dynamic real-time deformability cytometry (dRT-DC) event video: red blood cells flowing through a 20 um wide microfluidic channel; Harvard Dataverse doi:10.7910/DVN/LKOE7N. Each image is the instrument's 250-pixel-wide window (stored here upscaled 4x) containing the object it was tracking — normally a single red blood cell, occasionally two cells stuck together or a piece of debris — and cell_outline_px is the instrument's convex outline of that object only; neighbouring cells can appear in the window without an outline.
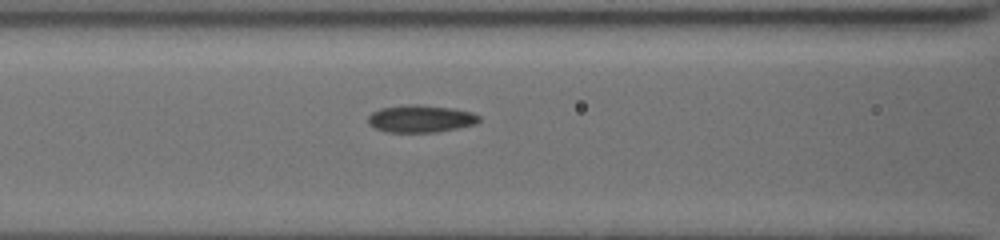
{"species": "common noctule bat (a hibernating species)", "species_latin": "Nyctalus noctula", "temperature_condition": "cold", "stored_images_in_passage": 24, "segment_of_instrument_passage": [1, 2], "camera_frame_rate_fps": 3000, "um_per_image_px": 0.085, "animal": {"sex": "female", "body_mass_g": 19.5, "forearm_length_mm": 54.1}, "frame": {"image": 1, "passage_image": 19, "time_ms": 4.667, "image_size_px": [1000, 240], "cell_outline_px": [[480, 120], [472, 124], [456, 128], [432, 132], [388, 132], [376, 128], [368, 124], [368, 116], [372, 112], [380, 108], [408, 104], [416, 104], [452, 108], [472, 112], [480, 116]], "centroid_in_image_um": [35.71, 10.08], "position_along_channel_um": 130.9, "area_um2": 17.51}}
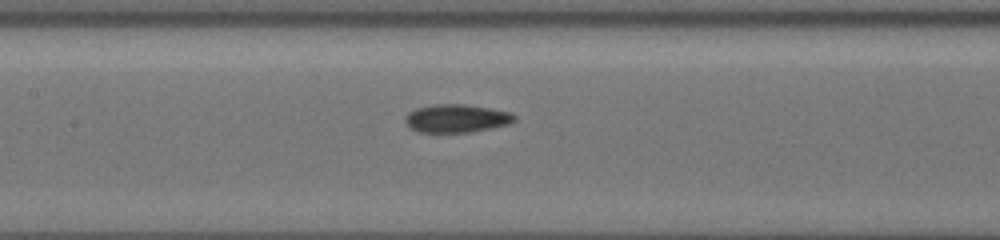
{"frame": {"image": 2, "passage_image": 22, "time_ms": 5.667, "image_size_px": [1000, 240], "cell_outline_px": [[516, 120], [504, 124], [488, 128], [468, 132], [420, 132], [412, 128], [404, 120], [408, 112], [416, 108], [432, 104], [464, 104], [488, 108], [508, 112], [516, 116]], "centroid_in_image_um": [38.75, 10.05], "position_along_channel_um": 168.7, "area_um2": 17.51}}